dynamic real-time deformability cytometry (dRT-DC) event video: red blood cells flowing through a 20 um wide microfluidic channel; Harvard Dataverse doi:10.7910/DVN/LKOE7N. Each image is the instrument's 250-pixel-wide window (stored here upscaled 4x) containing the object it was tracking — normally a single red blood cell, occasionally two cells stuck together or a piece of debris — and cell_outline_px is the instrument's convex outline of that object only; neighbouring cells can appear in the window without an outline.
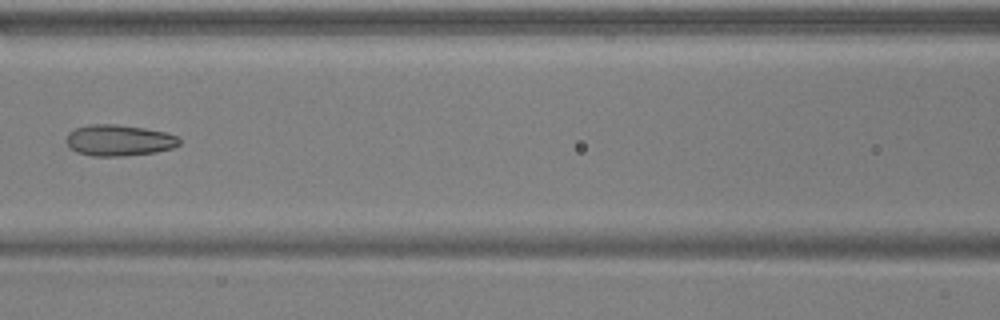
{"species": "common noctule bat (a hibernating species)", "species_latin": "Nyctalus noctula", "temperature_condition": "warm", "stored_images_in_passage": 7, "camera_frame_rate_fps": 3000, "um_per_image_px": 0.085, "animal": {"sex": "male", "body_mass_g": 17.9, "forearm_length_mm": 54.2}, "frame": {"image": 1, "passage_image": 6, "time_ms": 1.667, "image_size_px": [1000, 320], "cell_outline_px": [[180, 144], [172, 148], [156, 152], [124, 156], [92, 156], [76, 152], [68, 148], [64, 140], [68, 132], [76, 128], [88, 124], [116, 124], [144, 128], [164, 132], [176, 136], [180, 140]], "centroid_in_image_um": [10.04, 11.93], "position_along_channel_um": 156.6, "area_um2": 20.75}}
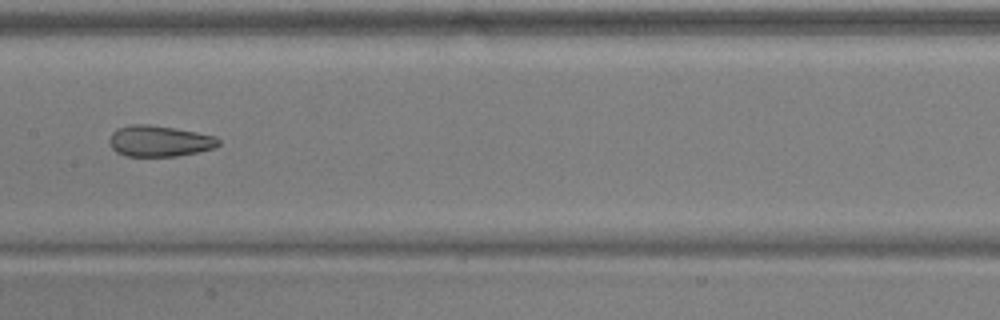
{"frame": {"image": 2, "passage_image": 7, "time_ms": 2.0, "image_size_px": [1000, 320], "cell_outline_px": [[220, 144], [216, 148], [176, 156], [124, 156], [116, 152], [112, 148], [108, 140], [112, 132], [116, 128], [132, 124], [148, 124], [196, 132], [216, 136], [220, 140]], "centroid_in_image_um": [13.53, 11.99], "position_along_channel_um": 193.9, "area_um2": 19.83}}